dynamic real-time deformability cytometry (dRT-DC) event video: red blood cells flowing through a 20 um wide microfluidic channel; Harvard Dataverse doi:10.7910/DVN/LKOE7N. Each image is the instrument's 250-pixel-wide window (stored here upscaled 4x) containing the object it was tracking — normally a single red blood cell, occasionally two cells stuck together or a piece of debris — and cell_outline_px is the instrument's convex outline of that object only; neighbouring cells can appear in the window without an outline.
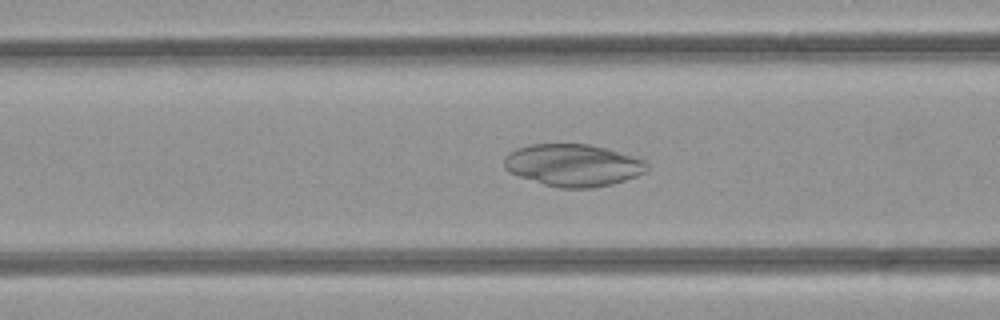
{"species": "common noctule bat (a hibernating species)", "species_latin": "Nyctalus noctula", "temperature_condition": "room temperature", "stored_images_in_passage": 45, "camera_frame_rate_fps": 3000, "um_per_image_px": 0.085, "animal": {"sex": "female", "body_mass_g": 21.9}, "frame": {"image": 1, "passage_image": 19, "time_ms": 6.0, "image_size_px": [1000, 320], "cell_outline_px": [[648, 168], [644, 172], [636, 176], [612, 184], [592, 188], [560, 188], [544, 184], [520, 176], [504, 168], [504, 160], [516, 148], [532, 144], [588, 144], [604, 148], [632, 156], [644, 160], [648, 164]], "centroid_in_image_um": [48.73, 14.04], "position_along_channel_um": 117.9, "area_um2": 34.62}}
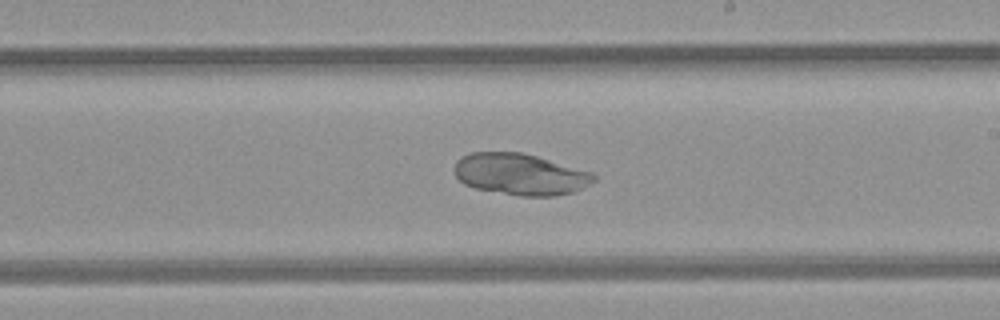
{"frame": {"image": 2, "passage_image": 28, "time_ms": 9.0, "image_size_px": [1000, 320], "cell_outline_px": [[596, 180], [584, 188], [572, 192], [556, 196], [520, 196], [476, 188], [464, 184], [456, 176], [456, 160], [472, 152], [520, 152], [536, 156], [592, 172], [596, 176]], "centroid_in_image_um": [44.26, 14.82], "position_along_channel_um": 244.7, "area_um2": 33.47}}
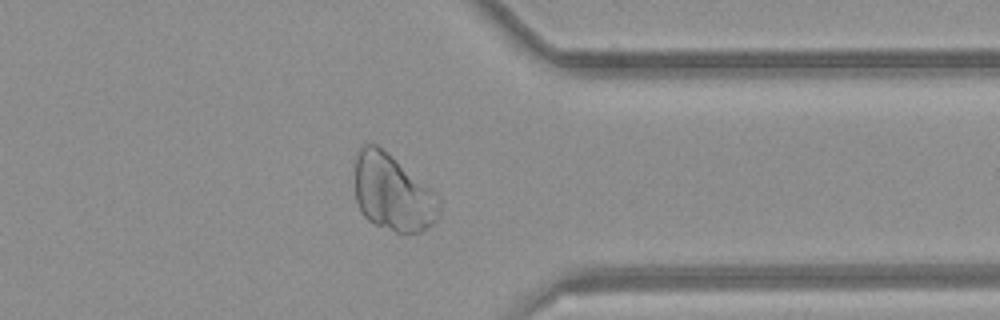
{"frame": {"image": 3, "passage_image": 38, "time_ms": 12.333, "image_size_px": [1000, 320], "cell_outline_px": [[440, 216], [432, 224], [420, 232], [396, 232], [376, 224], [368, 220], [360, 212], [356, 200], [356, 156], [360, 148], [364, 144], [376, 144], [436, 192], [440, 200]], "centroid_in_image_um": [33.4, 16.41], "position_along_channel_um": 378.0, "area_um2": 37.34}}